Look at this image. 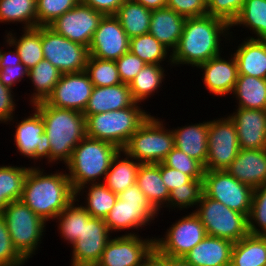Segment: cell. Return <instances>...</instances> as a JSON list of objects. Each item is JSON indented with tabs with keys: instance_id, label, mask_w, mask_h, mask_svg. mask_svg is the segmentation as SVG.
I'll return each instance as SVG.
<instances>
[{
	"instance_id": "1",
	"label": "cell",
	"mask_w": 266,
	"mask_h": 266,
	"mask_svg": "<svg viewBox=\"0 0 266 266\" xmlns=\"http://www.w3.org/2000/svg\"><path fill=\"white\" fill-rule=\"evenodd\" d=\"M230 30L231 26L227 22L208 14L186 18L182 35L172 52L173 66L196 68L220 55L223 50L221 41L225 38L224 41L231 43L233 40V31Z\"/></svg>"
},
{
	"instance_id": "2",
	"label": "cell",
	"mask_w": 266,
	"mask_h": 266,
	"mask_svg": "<svg viewBox=\"0 0 266 266\" xmlns=\"http://www.w3.org/2000/svg\"><path fill=\"white\" fill-rule=\"evenodd\" d=\"M31 166L26 175L21 200L46 222L54 220L74 199L75 191L67 172H44Z\"/></svg>"
},
{
	"instance_id": "3",
	"label": "cell",
	"mask_w": 266,
	"mask_h": 266,
	"mask_svg": "<svg viewBox=\"0 0 266 266\" xmlns=\"http://www.w3.org/2000/svg\"><path fill=\"white\" fill-rule=\"evenodd\" d=\"M41 115L50 143V164H66L79 142L86 136V117L80 111L61 109L44 101L31 106ZM59 161V162H58Z\"/></svg>"
},
{
	"instance_id": "4",
	"label": "cell",
	"mask_w": 266,
	"mask_h": 266,
	"mask_svg": "<svg viewBox=\"0 0 266 266\" xmlns=\"http://www.w3.org/2000/svg\"><path fill=\"white\" fill-rule=\"evenodd\" d=\"M119 150L109 142L85 136L65 164L73 190L89 183H103L111 161Z\"/></svg>"
},
{
	"instance_id": "5",
	"label": "cell",
	"mask_w": 266,
	"mask_h": 266,
	"mask_svg": "<svg viewBox=\"0 0 266 266\" xmlns=\"http://www.w3.org/2000/svg\"><path fill=\"white\" fill-rule=\"evenodd\" d=\"M140 105L143 104L135 102L121 110L89 115L86 118V136L109 142L122 150L129 138L151 115Z\"/></svg>"
},
{
	"instance_id": "6",
	"label": "cell",
	"mask_w": 266,
	"mask_h": 266,
	"mask_svg": "<svg viewBox=\"0 0 266 266\" xmlns=\"http://www.w3.org/2000/svg\"><path fill=\"white\" fill-rule=\"evenodd\" d=\"M159 213L135 184L118 194L114 207L104 220L113 234L126 230V235H137L138 232L132 230L138 231L152 224Z\"/></svg>"
},
{
	"instance_id": "7",
	"label": "cell",
	"mask_w": 266,
	"mask_h": 266,
	"mask_svg": "<svg viewBox=\"0 0 266 266\" xmlns=\"http://www.w3.org/2000/svg\"><path fill=\"white\" fill-rule=\"evenodd\" d=\"M165 120L150 115L122 149L141 164H158L175 147L174 134Z\"/></svg>"
},
{
	"instance_id": "8",
	"label": "cell",
	"mask_w": 266,
	"mask_h": 266,
	"mask_svg": "<svg viewBox=\"0 0 266 266\" xmlns=\"http://www.w3.org/2000/svg\"><path fill=\"white\" fill-rule=\"evenodd\" d=\"M1 215L6 221L14 248L28 262L36 255L48 223L21 199L9 203Z\"/></svg>"
},
{
	"instance_id": "9",
	"label": "cell",
	"mask_w": 266,
	"mask_h": 266,
	"mask_svg": "<svg viewBox=\"0 0 266 266\" xmlns=\"http://www.w3.org/2000/svg\"><path fill=\"white\" fill-rule=\"evenodd\" d=\"M196 208L194 213L202 221L207 236L219 237L235 243L249 234L248 217L245 214L231 210L204 193Z\"/></svg>"
},
{
	"instance_id": "10",
	"label": "cell",
	"mask_w": 266,
	"mask_h": 266,
	"mask_svg": "<svg viewBox=\"0 0 266 266\" xmlns=\"http://www.w3.org/2000/svg\"><path fill=\"white\" fill-rule=\"evenodd\" d=\"M41 44L44 59L62 74L81 72L86 69L90 56L88 47L72 42L49 26H41Z\"/></svg>"
},
{
	"instance_id": "11",
	"label": "cell",
	"mask_w": 266,
	"mask_h": 266,
	"mask_svg": "<svg viewBox=\"0 0 266 266\" xmlns=\"http://www.w3.org/2000/svg\"><path fill=\"white\" fill-rule=\"evenodd\" d=\"M254 189L239 182L227 171L208 170L204 172L203 193L236 212L250 213Z\"/></svg>"
},
{
	"instance_id": "12",
	"label": "cell",
	"mask_w": 266,
	"mask_h": 266,
	"mask_svg": "<svg viewBox=\"0 0 266 266\" xmlns=\"http://www.w3.org/2000/svg\"><path fill=\"white\" fill-rule=\"evenodd\" d=\"M239 151L238 136L233 120L227 115L209 120L208 155L204 167L205 171H226Z\"/></svg>"
},
{
	"instance_id": "13",
	"label": "cell",
	"mask_w": 266,
	"mask_h": 266,
	"mask_svg": "<svg viewBox=\"0 0 266 266\" xmlns=\"http://www.w3.org/2000/svg\"><path fill=\"white\" fill-rule=\"evenodd\" d=\"M191 213V214H190ZM182 216L167 228L164 237L154 238V247L163 255L184 257L206 236V229L194 211Z\"/></svg>"
},
{
	"instance_id": "14",
	"label": "cell",
	"mask_w": 266,
	"mask_h": 266,
	"mask_svg": "<svg viewBox=\"0 0 266 266\" xmlns=\"http://www.w3.org/2000/svg\"><path fill=\"white\" fill-rule=\"evenodd\" d=\"M103 14L81 1L69 11L56 18L48 26L72 42L89 48Z\"/></svg>"
},
{
	"instance_id": "15",
	"label": "cell",
	"mask_w": 266,
	"mask_h": 266,
	"mask_svg": "<svg viewBox=\"0 0 266 266\" xmlns=\"http://www.w3.org/2000/svg\"><path fill=\"white\" fill-rule=\"evenodd\" d=\"M33 113L22 120L16 122L15 133L13 135L16 152H19L23 157L30 158L36 162L41 159H46L50 164V143L45 132V125L40 113L33 108Z\"/></svg>"
},
{
	"instance_id": "16",
	"label": "cell",
	"mask_w": 266,
	"mask_h": 266,
	"mask_svg": "<svg viewBox=\"0 0 266 266\" xmlns=\"http://www.w3.org/2000/svg\"><path fill=\"white\" fill-rule=\"evenodd\" d=\"M154 238L138 235L112 237L96 266H141L144 258L154 248Z\"/></svg>"
},
{
	"instance_id": "17",
	"label": "cell",
	"mask_w": 266,
	"mask_h": 266,
	"mask_svg": "<svg viewBox=\"0 0 266 266\" xmlns=\"http://www.w3.org/2000/svg\"><path fill=\"white\" fill-rule=\"evenodd\" d=\"M112 235L104 219L91 217L83 221L82 235L71 245L70 265L96 266Z\"/></svg>"
},
{
	"instance_id": "18",
	"label": "cell",
	"mask_w": 266,
	"mask_h": 266,
	"mask_svg": "<svg viewBox=\"0 0 266 266\" xmlns=\"http://www.w3.org/2000/svg\"><path fill=\"white\" fill-rule=\"evenodd\" d=\"M93 83L86 71L62 74L46 104L61 109L84 112L93 90Z\"/></svg>"
},
{
	"instance_id": "19",
	"label": "cell",
	"mask_w": 266,
	"mask_h": 266,
	"mask_svg": "<svg viewBox=\"0 0 266 266\" xmlns=\"http://www.w3.org/2000/svg\"><path fill=\"white\" fill-rule=\"evenodd\" d=\"M130 38L114 15L101 19L89 46L92 57L116 61L129 52Z\"/></svg>"
},
{
	"instance_id": "20",
	"label": "cell",
	"mask_w": 266,
	"mask_h": 266,
	"mask_svg": "<svg viewBox=\"0 0 266 266\" xmlns=\"http://www.w3.org/2000/svg\"><path fill=\"white\" fill-rule=\"evenodd\" d=\"M222 54L200 64L197 68L203 73V84L213 96L232 95L235 83L238 79L237 62L233 54L230 58L221 57Z\"/></svg>"
},
{
	"instance_id": "21",
	"label": "cell",
	"mask_w": 266,
	"mask_h": 266,
	"mask_svg": "<svg viewBox=\"0 0 266 266\" xmlns=\"http://www.w3.org/2000/svg\"><path fill=\"white\" fill-rule=\"evenodd\" d=\"M236 108L228 116L235 124L240 149L266 148V109Z\"/></svg>"
},
{
	"instance_id": "22",
	"label": "cell",
	"mask_w": 266,
	"mask_h": 266,
	"mask_svg": "<svg viewBox=\"0 0 266 266\" xmlns=\"http://www.w3.org/2000/svg\"><path fill=\"white\" fill-rule=\"evenodd\" d=\"M226 171L239 182L253 189L266 184V148L240 149Z\"/></svg>"
},
{
	"instance_id": "23",
	"label": "cell",
	"mask_w": 266,
	"mask_h": 266,
	"mask_svg": "<svg viewBox=\"0 0 266 266\" xmlns=\"http://www.w3.org/2000/svg\"><path fill=\"white\" fill-rule=\"evenodd\" d=\"M233 245L229 240L206 236L183 258L192 266H230Z\"/></svg>"
},
{
	"instance_id": "24",
	"label": "cell",
	"mask_w": 266,
	"mask_h": 266,
	"mask_svg": "<svg viewBox=\"0 0 266 266\" xmlns=\"http://www.w3.org/2000/svg\"><path fill=\"white\" fill-rule=\"evenodd\" d=\"M209 120L172 129L175 147L204 167L208 155Z\"/></svg>"
},
{
	"instance_id": "25",
	"label": "cell",
	"mask_w": 266,
	"mask_h": 266,
	"mask_svg": "<svg viewBox=\"0 0 266 266\" xmlns=\"http://www.w3.org/2000/svg\"><path fill=\"white\" fill-rule=\"evenodd\" d=\"M134 103L129 84L121 83L114 86L93 87L83 114L87 118L89 115L97 113L121 110L132 106Z\"/></svg>"
},
{
	"instance_id": "26",
	"label": "cell",
	"mask_w": 266,
	"mask_h": 266,
	"mask_svg": "<svg viewBox=\"0 0 266 266\" xmlns=\"http://www.w3.org/2000/svg\"><path fill=\"white\" fill-rule=\"evenodd\" d=\"M185 20L186 17L168 7L152 10L149 33L173 52L182 35Z\"/></svg>"
},
{
	"instance_id": "27",
	"label": "cell",
	"mask_w": 266,
	"mask_h": 266,
	"mask_svg": "<svg viewBox=\"0 0 266 266\" xmlns=\"http://www.w3.org/2000/svg\"><path fill=\"white\" fill-rule=\"evenodd\" d=\"M234 50L238 74L266 79V40L241 39Z\"/></svg>"
},
{
	"instance_id": "28",
	"label": "cell",
	"mask_w": 266,
	"mask_h": 266,
	"mask_svg": "<svg viewBox=\"0 0 266 266\" xmlns=\"http://www.w3.org/2000/svg\"><path fill=\"white\" fill-rule=\"evenodd\" d=\"M136 185L161 213V208L168 204L170 192L162 181L160 163L141 164L137 171Z\"/></svg>"
},
{
	"instance_id": "29",
	"label": "cell",
	"mask_w": 266,
	"mask_h": 266,
	"mask_svg": "<svg viewBox=\"0 0 266 266\" xmlns=\"http://www.w3.org/2000/svg\"><path fill=\"white\" fill-rule=\"evenodd\" d=\"M140 165V162L128 156L123 150H119L111 161L103 184L118 195L136 184L137 171Z\"/></svg>"
},
{
	"instance_id": "30",
	"label": "cell",
	"mask_w": 266,
	"mask_h": 266,
	"mask_svg": "<svg viewBox=\"0 0 266 266\" xmlns=\"http://www.w3.org/2000/svg\"><path fill=\"white\" fill-rule=\"evenodd\" d=\"M84 193H86V198H84L85 204L82 203V207L94 218L105 219L118 199V195L102 182L85 184L77 189L75 191L77 202L81 203L80 195L82 196Z\"/></svg>"
},
{
	"instance_id": "31",
	"label": "cell",
	"mask_w": 266,
	"mask_h": 266,
	"mask_svg": "<svg viewBox=\"0 0 266 266\" xmlns=\"http://www.w3.org/2000/svg\"><path fill=\"white\" fill-rule=\"evenodd\" d=\"M236 107L245 109H266V79L239 74L233 89Z\"/></svg>"
},
{
	"instance_id": "32",
	"label": "cell",
	"mask_w": 266,
	"mask_h": 266,
	"mask_svg": "<svg viewBox=\"0 0 266 266\" xmlns=\"http://www.w3.org/2000/svg\"><path fill=\"white\" fill-rule=\"evenodd\" d=\"M22 36H16L17 32L8 31L6 37L15 47L21 62L28 70L44 59L41 44V26L32 29H23Z\"/></svg>"
},
{
	"instance_id": "33",
	"label": "cell",
	"mask_w": 266,
	"mask_h": 266,
	"mask_svg": "<svg viewBox=\"0 0 266 266\" xmlns=\"http://www.w3.org/2000/svg\"><path fill=\"white\" fill-rule=\"evenodd\" d=\"M230 266H266V236L248 234L235 242Z\"/></svg>"
},
{
	"instance_id": "34",
	"label": "cell",
	"mask_w": 266,
	"mask_h": 266,
	"mask_svg": "<svg viewBox=\"0 0 266 266\" xmlns=\"http://www.w3.org/2000/svg\"><path fill=\"white\" fill-rule=\"evenodd\" d=\"M165 68L163 65L146 64L129 83L132 98L137 103L145 102L146 99L159 93L164 82Z\"/></svg>"
},
{
	"instance_id": "35",
	"label": "cell",
	"mask_w": 266,
	"mask_h": 266,
	"mask_svg": "<svg viewBox=\"0 0 266 266\" xmlns=\"http://www.w3.org/2000/svg\"><path fill=\"white\" fill-rule=\"evenodd\" d=\"M152 10L132 0H124L115 13L122 28L129 38L149 33Z\"/></svg>"
},
{
	"instance_id": "36",
	"label": "cell",
	"mask_w": 266,
	"mask_h": 266,
	"mask_svg": "<svg viewBox=\"0 0 266 266\" xmlns=\"http://www.w3.org/2000/svg\"><path fill=\"white\" fill-rule=\"evenodd\" d=\"M62 73L49 61L43 59L28 70V77L33 84V93L29 98V105L45 101L58 83Z\"/></svg>"
},
{
	"instance_id": "37",
	"label": "cell",
	"mask_w": 266,
	"mask_h": 266,
	"mask_svg": "<svg viewBox=\"0 0 266 266\" xmlns=\"http://www.w3.org/2000/svg\"><path fill=\"white\" fill-rule=\"evenodd\" d=\"M31 166L0 165V214L9 203L20 200Z\"/></svg>"
},
{
	"instance_id": "38",
	"label": "cell",
	"mask_w": 266,
	"mask_h": 266,
	"mask_svg": "<svg viewBox=\"0 0 266 266\" xmlns=\"http://www.w3.org/2000/svg\"><path fill=\"white\" fill-rule=\"evenodd\" d=\"M76 202V199H74L54 219V222H58V234L69 245H72L82 235L83 221H88L91 218L90 214L82 207V204Z\"/></svg>"
},
{
	"instance_id": "39",
	"label": "cell",
	"mask_w": 266,
	"mask_h": 266,
	"mask_svg": "<svg viewBox=\"0 0 266 266\" xmlns=\"http://www.w3.org/2000/svg\"><path fill=\"white\" fill-rule=\"evenodd\" d=\"M129 51L147 64L164 65L166 61L173 67L172 52L150 33L130 38Z\"/></svg>"
},
{
	"instance_id": "40",
	"label": "cell",
	"mask_w": 266,
	"mask_h": 266,
	"mask_svg": "<svg viewBox=\"0 0 266 266\" xmlns=\"http://www.w3.org/2000/svg\"><path fill=\"white\" fill-rule=\"evenodd\" d=\"M0 23H19L22 30L36 28V0H0Z\"/></svg>"
},
{
	"instance_id": "41",
	"label": "cell",
	"mask_w": 266,
	"mask_h": 266,
	"mask_svg": "<svg viewBox=\"0 0 266 266\" xmlns=\"http://www.w3.org/2000/svg\"><path fill=\"white\" fill-rule=\"evenodd\" d=\"M241 26L252 32L247 38L266 40V0H245L231 28Z\"/></svg>"
},
{
	"instance_id": "42",
	"label": "cell",
	"mask_w": 266,
	"mask_h": 266,
	"mask_svg": "<svg viewBox=\"0 0 266 266\" xmlns=\"http://www.w3.org/2000/svg\"><path fill=\"white\" fill-rule=\"evenodd\" d=\"M4 40L6 48L9 47L10 49L11 47L13 48V51H3V46L1 55L0 82L11 90H14L13 86L20 83L21 80L25 79V77H28V69L21 62L18 52L15 47L10 44L6 36Z\"/></svg>"
},
{
	"instance_id": "43",
	"label": "cell",
	"mask_w": 266,
	"mask_h": 266,
	"mask_svg": "<svg viewBox=\"0 0 266 266\" xmlns=\"http://www.w3.org/2000/svg\"><path fill=\"white\" fill-rule=\"evenodd\" d=\"M85 71L94 87H107L122 83L115 61L89 56Z\"/></svg>"
},
{
	"instance_id": "44",
	"label": "cell",
	"mask_w": 266,
	"mask_h": 266,
	"mask_svg": "<svg viewBox=\"0 0 266 266\" xmlns=\"http://www.w3.org/2000/svg\"><path fill=\"white\" fill-rule=\"evenodd\" d=\"M203 193V180L192 179L186 187L175 188L170 192L168 204L164 208L184 210L197 207Z\"/></svg>"
},
{
	"instance_id": "45",
	"label": "cell",
	"mask_w": 266,
	"mask_h": 266,
	"mask_svg": "<svg viewBox=\"0 0 266 266\" xmlns=\"http://www.w3.org/2000/svg\"><path fill=\"white\" fill-rule=\"evenodd\" d=\"M248 232L251 235L266 236V184L253 191Z\"/></svg>"
},
{
	"instance_id": "46",
	"label": "cell",
	"mask_w": 266,
	"mask_h": 266,
	"mask_svg": "<svg viewBox=\"0 0 266 266\" xmlns=\"http://www.w3.org/2000/svg\"><path fill=\"white\" fill-rule=\"evenodd\" d=\"M162 163L165 166L187 174L194 180H203L205 172L204 166L176 147L171 150Z\"/></svg>"
},
{
	"instance_id": "47",
	"label": "cell",
	"mask_w": 266,
	"mask_h": 266,
	"mask_svg": "<svg viewBox=\"0 0 266 266\" xmlns=\"http://www.w3.org/2000/svg\"><path fill=\"white\" fill-rule=\"evenodd\" d=\"M81 0H36L37 27L48 26Z\"/></svg>"
},
{
	"instance_id": "48",
	"label": "cell",
	"mask_w": 266,
	"mask_h": 266,
	"mask_svg": "<svg viewBox=\"0 0 266 266\" xmlns=\"http://www.w3.org/2000/svg\"><path fill=\"white\" fill-rule=\"evenodd\" d=\"M25 262L14 248L6 221L0 214V266H23Z\"/></svg>"
},
{
	"instance_id": "49",
	"label": "cell",
	"mask_w": 266,
	"mask_h": 266,
	"mask_svg": "<svg viewBox=\"0 0 266 266\" xmlns=\"http://www.w3.org/2000/svg\"><path fill=\"white\" fill-rule=\"evenodd\" d=\"M245 0H210L207 14L224 20L230 26L237 19Z\"/></svg>"
},
{
	"instance_id": "50",
	"label": "cell",
	"mask_w": 266,
	"mask_h": 266,
	"mask_svg": "<svg viewBox=\"0 0 266 266\" xmlns=\"http://www.w3.org/2000/svg\"><path fill=\"white\" fill-rule=\"evenodd\" d=\"M118 74L122 83L129 84L138 72L147 64L130 51L116 61Z\"/></svg>"
},
{
	"instance_id": "51",
	"label": "cell",
	"mask_w": 266,
	"mask_h": 266,
	"mask_svg": "<svg viewBox=\"0 0 266 266\" xmlns=\"http://www.w3.org/2000/svg\"><path fill=\"white\" fill-rule=\"evenodd\" d=\"M166 7L186 18L207 15V4L204 0H167Z\"/></svg>"
},
{
	"instance_id": "52",
	"label": "cell",
	"mask_w": 266,
	"mask_h": 266,
	"mask_svg": "<svg viewBox=\"0 0 266 266\" xmlns=\"http://www.w3.org/2000/svg\"><path fill=\"white\" fill-rule=\"evenodd\" d=\"M14 97H16L14 91L0 82V123L10 124L12 122L14 124L15 108L17 106Z\"/></svg>"
},
{
	"instance_id": "53",
	"label": "cell",
	"mask_w": 266,
	"mask_h": 266,
	"mask_svg": "<svg viewBox=\"0 0 266 266\" xmlns=\"http://www.w3.org/2000/svg\"><path fill=\"white\" fill-rule=\"evenodd\" d=\"M160 172L162 181L168 188L169 192L175 188L186 187V184L192 180V178L187 174L181 173L174 168L165 166L162 162H160Z\"/></svg>"
},
{
	"instance_id": "54",
	"label": "cell",
	"mask_w": 266,
	"mask_h": 266,
	"mask_svg": "<svg viewBox=\"0 0 266 266\" xmlns=\"http://www.w3.org/2000/svg\"><path fill=\"white\" fill-rule=\"evenodd\" d=\"M81 2L106 16L115 15L124 0H81Z\"/></svg>"
},
{
	"instance_id": "55",
	"label": "cell",
	"mask_w": 266,
	"mask_h": 266,
	"mask_svg": "<svg viewBox=\"0 0 266 266\" xmlns=\"http://www.w3.org/2000/svg\"><path fill=\"white\" fill-rule=\"evenodd\" d=\"M141 266H167V255L161 254L154 247L144 258Z\"/></svg>"
},
{
	"instance_id": "56",
	"label": "cell",
	"mask_w": 266,
	"mask_h": 266,
	"mask_svg": "<svg viewBox=\"0 0 266 266\" xmlns=\"http://www.w3.org/2000/svg\"><path fill=\"white\" fill-rule=\"evenodd\" d=\"M146 7L149 10H157L167 5V0H132Z\"/></svg>"
},
{
	"instance_id": "57",
	"label": "cell",
	"mask_w": 266,
	"mask_h": 266,
	"mask_svg": "<svg viewBox=\"0 0 266 266\" xmlns=\"http://www.w3.org/2000/svg\"><path fill=\"white\" fill-rule=\"evenodd\" d=\"M167 266H192L183 257L167 256Z\"/></svg>"
},
{
	"instance_id": "58",
	"label": "cell",
	"mask_w": 266,
	"mask_h": 266,
	"mask_svg": "<svg viewBox=\"0 0 266 266\" xmlns=\"http://www.w3.org/2000/svg\"><path fill=\"white\" fill-rule=\"evenodd\" d=\"M1 55H2V49L0 48V67H1Z\"/></svg>"
},
{
	"instance_id": "59",
	"label": "cell",
	"mask_w": 266,
	"mask_h": 266,
	"mask_svg": "<svg viewBox=\"0 0 266 266\" xmlns=\"http://www.w3.org/2000/svg\"><path fill=\"white\" fill-rule=\"evenodd\" d=\"M206 4H208L210 2V0H204Z\"/></svg>"
}]
</instances>
